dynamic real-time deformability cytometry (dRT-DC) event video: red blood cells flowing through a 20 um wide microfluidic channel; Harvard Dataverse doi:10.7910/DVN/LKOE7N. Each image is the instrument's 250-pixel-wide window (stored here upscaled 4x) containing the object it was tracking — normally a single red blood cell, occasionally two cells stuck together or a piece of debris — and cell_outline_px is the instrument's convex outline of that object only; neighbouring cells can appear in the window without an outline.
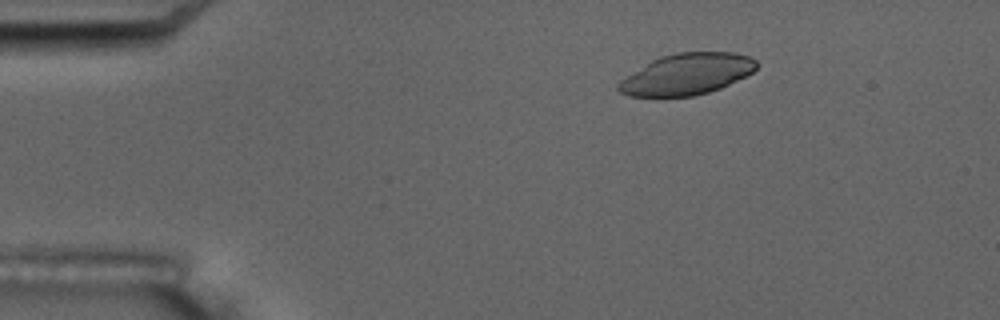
{"species": "common noctule bat (a hibernating species)", "species_latin": "Nyctalus noctula", "temperature_condition": "room temperature", "stored_images_in_passage": 4, "camera_frame_rate_fps": 3000, "um_per_image_px": 0.085, "animal": {"sex": "male", "body_mass_g": 17.5, "forearm_length_mm": 52.3}, "frame": {"image": 1, "passage_image": 3, "time_ms": 2.333, "image_size_px": [1000, 320], "cell_outline_px": [[756, 68], [752, 72], [720, 88], [708, 92], [692, 96], [628, 96], [620, 92], [616, 88], [616, 84], [620, 80], [652, 60], [660, 56], [676, 52], [736, 52], [748, 56], [756, 60]], "centroid_in_image_um": [58.35, 6.29], "position_along_channel_um": 26.6, "area_um2": 32.89}}